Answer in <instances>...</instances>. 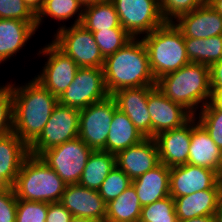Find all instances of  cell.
I'll list each match as a JSON object with an SVG mask.
<instances>
[{
  "label": "cell",
  "instance_id": "obj_4",
  "mask_svg": "<svg viewBox=\"0 0 222 222\" xmlns=\"http://www.w3.org/2000/svg\"><path fill=\"white\" fill-rule=\"evenodd\" d=\"M67 184L39 156L28 155L12 186L17 199L60 202Z\"/></svg>",
  "mask_w": 222,
  "mask_h": 222
},
{
  "label": "cell",
  "instance_id": "obj_18",
  "mask_svg": "<svg viewBox=\"0 0 222 222\" xmlns=\"http://www.w3.org/2000/svg\"><path fill=\"white\" fill-rule=\"evenodd\" d=\"M115 163L132 180L160 164L158 146L154 138H145L136 145L118 152Z\"/></svg>",
  "mask_w": 222,
  "mask_h": 222
},
{
  "label": "cell",
  "instance_id": "obj_48",
  "mask_svg": "<svg viewBox=\"0 0 222 222\" xmlns=\"http://www.w3.org/2000/svg\"><path fill=\"white\" fill-rule=\"evenodd\" d=\"M111 0H79V2L83 5V7L92 5V4H98V3H104Z\"/></svg>",
  "mask_w": 222,
  "mask_h": 222
},
{
  "label": "cell",
  "instance_id": "obj_45",
  "mask_svg": "<svg viewBox=\"0 0 222 222\" xmlns=\"http://www.w3.org/2000/svg\"><path fill=\"white\" fill-rule=\"evenodd\" d=\"M208 3L222 15V0H210Z\"/></svg>",
  "mask_w": 222,
  "mask_h": 222
},
{
  "label": "cell",
  "instance_id": "obj_41",
  "mask_svg": "<svg viewBox=\"0 0 222 222\" xmlns=\"http://www.w3.org/2000/svg\"><path fill=\"white\" fill-rule=\"evenodd\" d=\"M211 90L222 89V59L210 66Z\"/></svg>",
  "mask_w": 222,
  "mask_h": 222
},
{
  "label": "cell",
  "instance_id": "obj_15",
  "mask_svg": "<svg viewBox=\"0 0 222 222\" xmlns=\"http://www.w3.org/2000/svg\"><path fill=\"white\" fill-rule=\"evenodd\" d=\"M173 23L184 38L206 39L222 35V15L209 3H202L191 12L178 17Z\"/></svg>",
  "mask_w": 222,
  "mask_h": 222
},
{
  "label": "cell",
  "instance_id": "obj_34",
  "mask_svg": "<svg viewBox=\"0 0 222 222\" xmlns=\"http://www.w3.org/2000/svg\"><path fill=\"white\" fill-rule=\"evenodd\" d=\"M132 185V179L120 168L115 166L102 182L99 195L106 203L119 197L129 186Z\"/></svg>",
  "mask_w": 222,
  "mask_h": 222
},
{
  "label": "cell",
  "instance_id": "obj_14",
  "mask_svg": "<svg viewBox=\"0 0 222 222\" xmlns=\"http://www.w3.org/2000/svg\"><path fill=\"white\" fill-rule=\"evenodd\" d=\"M221 181L219 174L190 164L170 168V196L174 199L198 191L213 189Z\"/></svg>",
  "mask_w": 222,
  "mask_h": 222
},
{
  "label": "cell",
  "instance_id": "obj_20",
  "mask_svg": "<svg viewBox=\"0 0 222 222\" xmlns=\"http://www.w3.org/2000/svg\"><path fill=\"white\" fill-rule=\"evenodd\" d=\"M188 164L212 169L220 175L222 167V150L213 142L205 128L191 118V144Z\"/></svg>",
  "mask_w": 222,
  "mask_h": 222
},
{
  "label": "cell",
  "instance_id": "obj_23",
  "mask_svg": "<svg viewBox=\"0 0 222 222\" xmlns=\"http://www.w3.org/2000/svg\"><path fill=\"white\" fill-rule=\"evenodd\" d=\"M142 207L170 196V168L162 163L132 180Z\"/></svg>",
  "mask_w": 222,
  "mask_h": 222
},
{
  "label": "cell",
  "instance_id": "obj_32",
  "mask_svg": "<svg viewBox=\"0 0 222 222\" xmlns=\"http://www.w3.org/2000/svg\"><path fill=\"white\" fill-rule=\"evenodd\" d=\"M174 199L171 196L159 199L142 207L139 222H178Z\"/></svg>",
  "mask_w": 222,
  "mask_h": 222
},
{
  "label": "cell",
  "instance_id": "obj_22",
  "mask_svg": "<svg viewBox=\"0 0 222 222\" xmlns=\"http://www.w3.org/2000/svg\"><path fill=\"white\" fill-rule=\"evenodd\" d=\"M222 198V181L213 189L198 191L174 198L175 212L179 221L199 216L214 215Z\"/></svg>",
  "mask_w": 222,
  "mask_h": 222
},
{
  "label": "cell",
  "instance_id": "obj_33",
  "mask_svg": "<svg viewBox=\"0 0 222 222\" xmlns=\"http://www.w3.org/2000/svg\"><path fill=\"white\" fill-rule=\"evenodd\" d=\"M197 121L205 128L213 142L222 150V111L210 102L195 115Z\"/></svg>",
  "mask_w": 222,
  "mask_h": 222
},
{
  "label": "cell",
  "instance_id": "obj_37",
  "mask_svg": "<svg viewBox=\"0 0 222 222\" xmlns=\"http://www.w3.org/2000/svg\"><path fill=\"white\" fill-rule=\"evenodd\" d=\"M202 4L200 0H159L162 18L165 22H174Z\"/></svg>",
  "mask_w": 222,
  "mask_h": 222
},
{
  "label": "cell",
  "instance_id": "obj_39",
  "mask_svg": "<svg viewBox=\"0 0 222 222\" xmlns=\"http://www.w3.org/2000/svg\"><path fill=\"white\" fill-rule=\"evenodd\" d=\"M17 197L13 187L0 190V222H16Z\"/></svg>",
  "mask_w": 222,
  "mask_h": 222
},
{
  "label": "cell",
  "instance_id": "obj_25",
  "mask_svg": "<svg viewBox=\"0 0 222 222\" xmlns=\"http://www.w3.org/2000/svg\"><path fill=\"white\" fill-rule=\"evenodd\" d=\"M145 138L128 116L117 108L110 124L105 151L116 155L130 146L138 144Z\"/></svg>",
  "mask_w": 222,
  "mask_h": 222
},
{
  "label": "cell",
  "instance_id": "obj_51",
  "mask_svg": "<svg viewBox=\"0 0 222 222\" xmlns=\"http://www.w3.org/2000/svg\"><path fill=\"white\" fill-rule=\"evenodd\" d=\"M220 179H221V181H222V167H221V171H220Z\"/></svg>",
  "mask_w": 222,
  "mask_h": 222
},
{
  "label": "cell",
  "instance_id": "obj_50",
  "mask_svg": "<svg viewBox=\"0 0 222 222\" xmlns=\"http://www.w3.org/2000/svg\"><path fill=\"white\" fill-rule=\"evenodd\" d=\"M202 3H208L210 0H200Z\"/></svg>",
  "mask_w": 222,
  "mask_h": 222
},
{
  "label": "cell",
  "instance_id": "obj_46",
  "mask_svg": "<svg viewBox=\"0 0 222 222\" xmlns=\"http://www.w3.org/2000/svg\"><path fill=\"white\" fill-rule=\"evenodd\" d=\"M215 222H222V198L214 214Z\"/></svg>",
  "mask_w": 222,
  "mask_h": 222
},
{
  "label": "cell",
  "instance_id": "obj_44",
  "mask_svg": "<svg viewBox=\"0 0 222 222\" xmlns=\"http://www.w3.org/2000/svg\"><path fill=\"white\" fill-rule=\"evenodd\" d=\"M178 222H215V217L214 215L199 216V217H194L192 219H186V220L178 221Z\"/></svg>",
  "mask_w": 222,
  "mask_h": 222
},
{
  "label": "cell",
  "instance_id": "obj_38",
  "mask_svg": "<svg viewBox=\"0 0 222 222\" xmlns=\"http://www.w3.org/2000/svg\"><path fill=\"white\" fill-rule=\"evenodd\" d=\"M0 19L36 22V14L23 0H0Z\"/></svg>",
  "mask_w": 222,
  "mask_h": 222
},
{
  "label": "cell",
  "instance_id": "obj_47",
  "mask_svg": "<svg viewBox=\"0 0 222 222\" xmlns=\"http://www.w3.org/2000/svg\"><path fill=\"white\" fill-rule=\"evenodd\" d=\"M69 222H103V221L92 219V218L73 216Z\"/></svg>",
  "mask_w": 222,
  "mask_h": 222
},
{
  "label": "cell",
  "instance_id": "obj_30",
  "mask_svg": "<svg viewBox=\"0 0 222 222\" xmlns=\"http://www.w3.org/2000/svg\"><path fill=\"white\" fill-rule=\"evenodd\" d=\"M189 61L211 66L222 59V35L206 39L184 38Z\"/></svg>",
  "mask_w": 222,
  "mask_h": 222
},
{
  "label": "cell",
  "instance_id": "obj_19",
  "mask_svg": "<svg viewBox=\"0 0 222 222\" xmlns=\"http://www.w3.org/2000/svg\"><path fill=\"white\" fill-rule=\"evenodd\" d=\"M160 163L169 168L188 163L191 144V119L182 127L164 131L154 137Z\"/></svg>",
  "mask_w": 222,
  "mask_h": 222
},
{
  "label": "cell",
  "instance_id": "obj_9",
  "mask_svg": "<svg viewBox=\"0 0 222 222\" xmlns=\"http://www.w3.org/2000/svg\"><path fill=\"white\" fill-rule=\"evenodd\" d=\"M38 50L39 52L36 53L38 57L41 55L47 61L34 79L51 94L59 98L74 80L75 74L80 67L52 41Z\"/></svg>",
  "mask_w": 222,
  "mask_h": 222
},
{
  "label": "cell",
  "instance_id": "obj_7",
  "mask_svg": "<svg viewBox=\"0 0 222 222\" xmlns=\"http://www.w3.org/2000/svg\"><path fill=\"white\" fill-rule=\"evenodd\" d=\"M79 137L43 151L39 157L67 184H77L92 153Z\"/></svg>",
  "mask_w": 222,
  "mask_h": 222
},
{
  "label": "cell",
  "instance_id": "obj_42",
  "mask_svg": "<svg viewBox=\"0 0 222 222\" xmlns=\"http://www.w3.org/2000/svg\"><path fill=\"white\" fill-rule=\"evenodd\" d=\"M210 103L217 109L222 111V89L212 90Z\"/></svg>",
  "mask_w": 222,
  "mask_h": 222
},
{
  "label": "cell",
  "instance_id": "obj_29",
  "mask_svg": "<svg viewBox=\"0 0 222 222\" xmlns=\"http://www.w3.org/2000/svg\"><path fill=\"white\" fill-rule=\"evenodd\" d=\"M81 25L91 32L123 28L111 1L85 6Z\"/></svg>",
  "mask_w": 222,
  "mask_h": 222
},
{
  "label": "cell",
  "instance_id": "obj_6",
  "mask_svg": "<svg viewBox=\"0 0 222 222\" xmlns=\"http://www.w3.org/2000/svg\"><path fill=\"white\" fill-rule=\"evenodd\" d=\"M54 32L52 42L79 67L103 68L104 58L93 33L83 25H73Z\"/></svg>",
  "mask_w": 222,
  "mask_h": 222
},
{
  "label": "cell",
  "instance_id": "obj_10",
  "mask_svg": "<svg viewBox=\"0 0 222 222\" xmlns=\"http://www.w3.org/2000/svg\"><path fill=\"white\" fill-rule=\"evenodd\" d=\"M116 102L111 95L80 110L78 137L92 150L105 151Z\"/></svg>",
  "mask_w": 222,
  "mask_h": 222
},
{
  "label": "cell",
  "instance_id": "obj_17",
  "mask_svg": "<svg viewBox=\"0 0 222 222\" xmlns=\"http://www.w3.org/2000/svg\"><path fill=\"white\" fill-rule=\"evenodd\" d=\"M153 86L126 88L111 94L119 110L124 112L138 131L151 138V118L148 111V93Z\"/></svg>",
  "mask_w": 222,
  "mask_h": 222
},
{
  "label": "cell",
  "instance_id": "obj_26",
  "mask_svg": "<svg viewBox=\"0 0 222 222\" xmlns=\"http://www.w3.org/2000/svg\"><path fill=\"white\" fill-rule=\"evenodd\" d=\"M83 12L84 7L79 0H45L43 7L36 14L37 29L41 27L47 17L58 21L60 25H58L57 30L64 28L66 26L64 21L66 22L70 18L74 19L73 17L76 18L73 25L81 24ZM59 22H62L63 25Z\"/></svg>",
  "mask_w": 222,
  "mask_h": 222
},
{
  "label": "cell",
  "instance_id": "obj_28",
  "mask_svg": "<svg viewBox=\"0 0 222 222\" xmlns=\"http://www.w3.org/2000/svg\"><path fill=\"white\" fill-rule=\"evenodd\" d=\"M141 210L136 189L131 185L107 203L105 222H139Z\"/></svg>",
  "mask_w": 222,
  "mask_h": 222
},
{
  "label": "cell",
  "instance_id": "obj_2",
  "mask_svg": "<svg viewBox=\"0 0 222 222\" xmlns=\"http://www.w3.org/2000/svg\"><path fill=\"white\" fill-rule=\"evenodd\" d=\"M103 75L109 95L126 88L156 86L146 46L132 38L122 48L104 59Z\"/></svg>",
  "mask_w": 222,
  "mask_h": 222
},
{
  "label": "cell",
  "instance_id": "obj_35",
  "mask_svg": "<svg viewBox=\"0 0 222 222\" xmlns=\"http://www.w3.org/2000/svg\"><path fill=\"white\" fill-rule=\"evenodd\" d=\"M48 203L17 199L16 222H46Z\"/></svg>",
  "mask_w": 222,
  "mask_h": 222
},
{
  "label": "cell",
  "instance_id": "obj_31",
  "mask_svg": "<svg viewBox=\"0 0 222 222\" xmlns=\"http://www.w3.org/2000/svg\"><path fill=\"white\" fill-rule=\"evenodd\" d=\"M92 33L104 59L132 39V36L124 28H111Z\"/></svg>",
  "mask_w": 222,
  "mask_h": 222
},
{
  "label": "cell",
  "instance_id": "obj_1",
  "mask_svg": "<svg viewBox=\"0 0 222 222\" xmlns=\"http://www.w3.org/2000/svg\"><path fill=\"white\" fill-rule=\"evenodd\" d=\"M8 83L13 97V132L29 147L43 132L58 98L34 78L24 85Z\"/></svg>",
  "mask_w": 222,
  "mask_h": 222
},
{
  "label": "cell",
  "instance_id": "obj_13",
  "mask_svg": "<svg viewBox=\"0 0 222 222\" xmlns=\"http://www.w3.org/2000/svg\"><path fill=\"white\" fill-rule=\"evenodd\" d=\"M147 107L151 118V138L161 132L182 127L193 117L187 109L171 101L156 86L149 90Z\"/></svg>",
  "mask_w": 222,
  "mask_h": 222
},
{
  "label": "cell",
  "instance_id": "obj_8",
  "mask_svg": "<svg viewBox=\"0 0 222 222\" xmlns=\"http://www.w3.org/2000/svg\"><path fill=\"white\" fill-rule=\"evenodd\" d=\"M121 26L132 36L140 38L162 26L159 0H111Z\"/></svg>",
  "mask_w": 222,
  "mask_h": 222
},
{
  "label": "cell",
  "instance_id": "obj_12",
  "mask_svg": "<svg viewBox=\"0 0 222 222\" xmlns=\"http://www.w3.org/2000/svg\"><path fill=\"white\" fill-rule=\"evenodd\" d=\"M108 95L103 68L80 67L74 80L58 98V102L63 106L81 110Z\"/></svg>",
  "mask_w": 222,
  "mask_h": 222
},
{
  "label": "cell",
  "instance_id": "obj_11",
  "mask_svg": "<svg viewBox=\"0 0 222 222\" xmlns=\"http://www.w3.org/2000/svg\"><path fill=\"white\" fill-rule=\"evenodd\" d=\"M80 110L57 104L43 132L29 146V154L39 156L43 151L78 137Z\"/></svg>",
  "mask_w": 222,
  "mask_h": 222
},
{
  "label": "cell",
  "instance_id": "obj_16",
  "mask_svg": "<svg viewBox=\"0 0 222 222\" xmlns=\"http://www.w3.org/2000/svg\"><path fill=\"white\" fill-rule=\"evenodd\" d=\"M60 203L75 217H85L105 222L107 203L97 190L77 184L67 185Z\"/></svg>",
  "mask_w": 222,
  "mask_h": 222
},
{
  "label": "cell",
  "instance_id": "obj_36",
  "mask_svg": "<svg viewBox=\"0 0 222 222\" xmlns=\"http://www.w3.org/2000/svg\"><path fill=\"white\" fill-rule=\"evenodd\" d=\"M7 83V84H6ZM0 83V137L13 131V97L10 84Z\"/></svg>",
  "mask_w": 222,
  "mask_h": 222
},
{
  "label": "cell",
  "instance_id": "obj_3",
  "mask_svg": "<svg viewBox=\"0 0 222 222\" xmlns=\"http://www.w3.org/2000/svg\"><path fill=\"white\" fill-rule=\"evenodd\" d=\"M156 87L171 101L182 105L193 116L211 98L210 66L192 63L156 80Z\"/></svg>",
  "mask_w": 222,
  "mask_h": 222
},
{
  "label": "cell",
  "instance_id": "obj_21",
  "mask_svg": "<svg viewBox=\"0 0 222 222\" xmlns=\"http://www.w3.org/2000/svg\"><path fill=\"white\" fill-rule=\"evenodd\" d=\"M37 30L36 22L0 19V64L6 63L26 47Z\"/></svg>",
  "mask_w": 222,
  "mask_h": 222
},
{
  "label": "cell",
  "instance_id": "obj_5",
  "mask_svg": "<svg viewBox=\"0 0 222 222\" xmlns=\"http://www.w3.org/2000/svg\"><path fill=\"white\" fill-rule=\"evenodd\" d=\"M140 38L146 46L150 69L156 80L190 63L184 37L173 22H165Z\"/></svg>",
  "mask_w": 222,
  "mask_h": 222
},
{
  "label": "cell",
  "instance_id": "obj_40",
  "mask_svg": "<svg viewBox=\"0 0 222 222\" xmlns=\"http://www.w3.org/2000/svg\"><path fill=\"white\" fill-rule=\"evenodd\" d=\"M73 215L60 203H48L46 222H69Z\"/></svg>",
  "mask_w": 222,
  "mask_h": 222
},
{
  "label": "cell",
  "instance_id": "obj_49",
  "mask_svg": "<svg viewBox=\"0 0 222 222\" xmlns=\"http://www.w3.org/2000/svg\"><path fill=\"white\" fill-rule=\"evenodd\" d=\"M11 188V186L0 176V190Z\"/></svg>",
  "mask_w": 222,
  "mask_h": 222
},
{
  "label": "cell",
  "instance_id": "obj_43",
  "mask_svg": "<svg viewBox=\"0 0 222 222\" xmlns=\"http://www.w3.org/2000/svg\"><path fill=\"white\" fill-rule=\"evenodd\" d=\"M32 11L37 14L38 11L43 7L45 0H23Z\"/></svg>",
  "mask_w": 222,
  "mask_h": 222
},
{
  "label": "cell",
  "instance_id": "obj_27",
  "mask_svg": "<svg viewBox=\"0 0 222 222\" xmlns=\"http://www.w3.org/2000/svg\"><path fill=\"white\" fill-rule=\"evenodd\" d=\"M115 166L114 154L103 150H93L82 172L79 184L98 191L102 182Z\"/></svg>",
  "mask_w": 222,
  "mask_h": 222
},
{
  "label": "cell",
  "instance_id": "obj_24",
  "mask_svg": "<svg viewBox=\"0 0 222 222\" xmlns=\"http://www.w3.org/2000/svg\"><path fill=\"white\" fill-rule=\"evenodd\" d=\"M29 147L12 131L0 137V176L12 187Z\"/></svg>",
  "mask_w": 222,
  "mask_h": 222
}]
</instances>
